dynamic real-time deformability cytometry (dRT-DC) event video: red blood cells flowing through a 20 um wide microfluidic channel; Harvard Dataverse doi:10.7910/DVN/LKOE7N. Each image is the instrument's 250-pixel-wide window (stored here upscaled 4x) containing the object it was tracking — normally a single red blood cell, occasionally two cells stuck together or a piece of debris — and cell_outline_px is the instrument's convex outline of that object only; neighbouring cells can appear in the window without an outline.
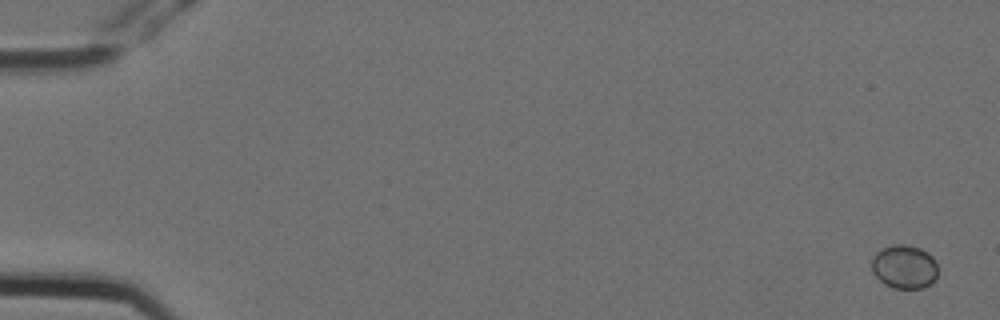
{"species": "Egyptian fruit bat (a non-hibernating species)", "species_latin": "Rousettus aegyptiacus", "temperature_condition": "cold", "stored_images_in_passage": 3, "camera_frame_rate_fps": 3000, "um_per_image_px": 0.085, "animal": {"sex": "female"}, "frame": {"image": 1, "passage_image": 1, "time_ms": 0.0, "image_size_px": [1000, 320], "cell_outline_px": [[936, 276], [932, 284], [924, 288], [892, 288], [884, 284], [872, 272], [872, 256], [876, 252], [892, 244], [904, 244], [920, 248], [928, 252], [932, 256], [936, 264]], "centroid_in_image_um": [76.86, 22.68], "position_along_channel_um": 8.1, "area_um2": 16.94}}